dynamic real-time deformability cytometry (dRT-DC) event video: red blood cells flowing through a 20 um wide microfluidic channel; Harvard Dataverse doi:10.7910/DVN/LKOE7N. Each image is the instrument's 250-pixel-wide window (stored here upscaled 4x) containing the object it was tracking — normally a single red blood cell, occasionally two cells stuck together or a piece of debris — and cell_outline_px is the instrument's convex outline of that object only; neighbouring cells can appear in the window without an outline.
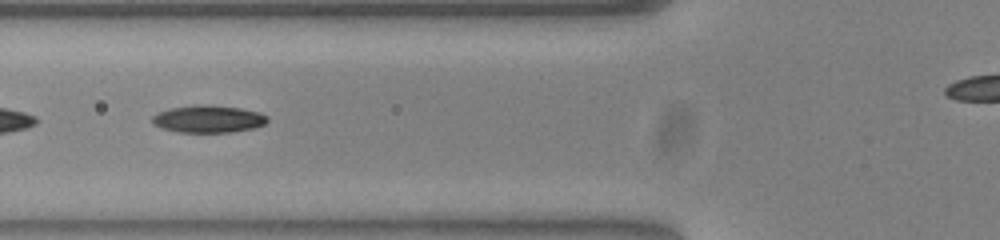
{"species": "common noctule bat (a hibernating species)", "species_latin": "Nyctalus noctula", "temperature_condition": "warm", "stored_images_in_passage": 32, "camera_frame_rate_fps": 3000, "um_per_image_px": 0.085, "animal": {"sex": "female", "body_mass_g": 23.0, "forearm_length_mm": 53.4}, "frame": {"image": 1, "passage_image": 5, "time_ms": 1.333, "image_size_px": [1000, 240], "cell_outline_px": [[268, 120], [264, 124], [252, 128], [232, 132], [180, 132], [164, 128], [152, 124], [152, 116], [156, 112], [168, 108], [196, 104], [204, 104], [240, 108], [260, 112], [268, 116]], "centroid_in_image_um": [17.68, 10.09], "position_along_channel_um": 108.1, "area_um2": 18.44}}